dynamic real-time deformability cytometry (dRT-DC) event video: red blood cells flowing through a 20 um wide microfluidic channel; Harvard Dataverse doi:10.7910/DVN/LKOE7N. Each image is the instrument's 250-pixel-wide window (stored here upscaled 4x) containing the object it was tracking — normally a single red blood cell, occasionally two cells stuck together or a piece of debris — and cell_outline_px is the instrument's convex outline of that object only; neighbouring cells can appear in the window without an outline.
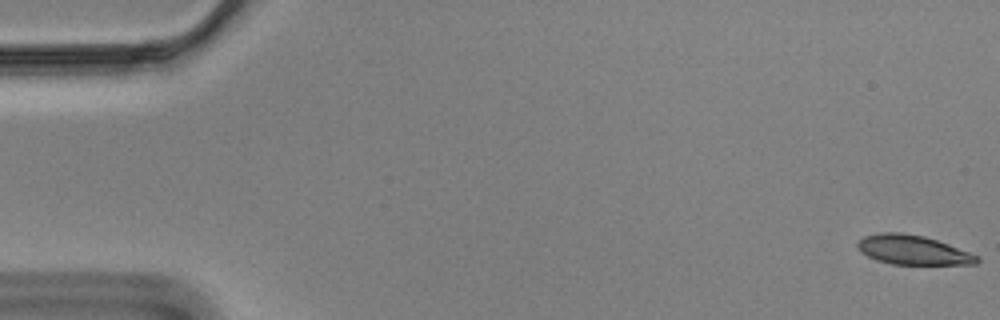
{"species": "Egyptian fruit bat (a non-hibernating species)", "species_latin": "Rousettus aegyptiacus", "temperature_condition": "cold", "stored_images_in_passage": 59, "camera_frame_rate_fps": 3000, "um_per_image_px": 0.085, "animal": {"sex": "male"}, "frame": {"image": 1, "passage_image": 1, "time_ms": 0.0, "image_size_px": [1000, 320], "cell_outline_px": [[980, 260], [976, 264], [892, 264], [868, 256], [856, 244], [864, 236], [884, 232], [900, 232], [924, 236], [948, 244], [980, 256]], "centroid_in_image_um": [77.65, 21.24], "position_along_channel_um": 7.4, "area_um2": 20.06}}
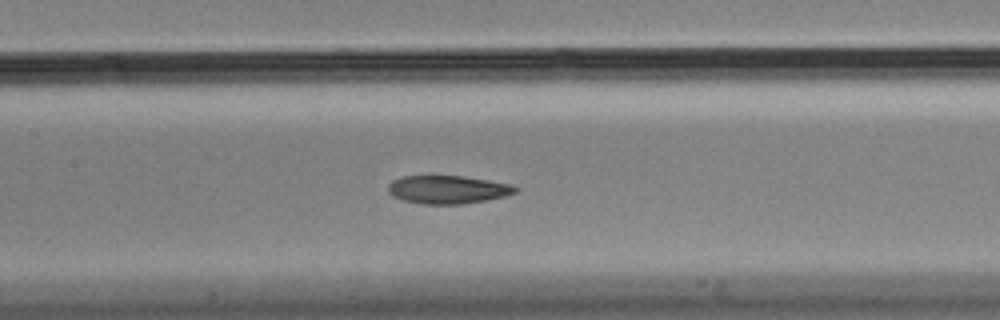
{"frame": {"image": 2, "passage_image": 27, "time_ms": 8.667, "image_size_px": [1000, 320], "cell_outline_px": [[520, 188], [516, 192], [504, 196], [464, 204], [420, 204], [404, 200], [392, 196], [388, 192], [388, 184], [392, 180], [400, 176], [464, 176], [512, 184]], "centroid_in_image_um": [38.04, 16.11], "position_along_channel_um": 169.4, "area_um2": 20.98}}
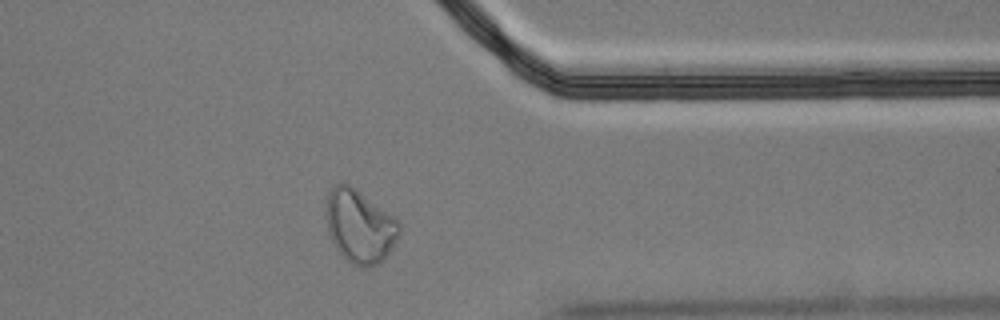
{"frame": {"image": 3, "passage_image": 46, "time_ms": 15.0, "image_size_px": [1000, 320], "cell_outline_px": [[400, 232], [396, 240], [384, 260], [380, 264], [368, 268], [360, 268], [352, 264], [340, 252], [332, 240], [328, 232], [324, 216], [324, 204], [328, 192], [332, 184], [340, 180], [344, 180], [356, 188], [392, 216], [400, 224]], "centroid_in_image_um": [30.51, 19.19], "position_along_channel_um": 380.9, "area_um2": 31.79}, "authors_computed_cell_mechanics": {"area_um2": 21.9062, "velocity_mm_per_s": 3.4821, "shape_relaxation_time_tau1_ms": 5.1908, "shape_relaxation_time_tau2_ms": 3.0306, "deformation_change_tau1": 0.1882, "deformation_change_tau2": 0.1031}}